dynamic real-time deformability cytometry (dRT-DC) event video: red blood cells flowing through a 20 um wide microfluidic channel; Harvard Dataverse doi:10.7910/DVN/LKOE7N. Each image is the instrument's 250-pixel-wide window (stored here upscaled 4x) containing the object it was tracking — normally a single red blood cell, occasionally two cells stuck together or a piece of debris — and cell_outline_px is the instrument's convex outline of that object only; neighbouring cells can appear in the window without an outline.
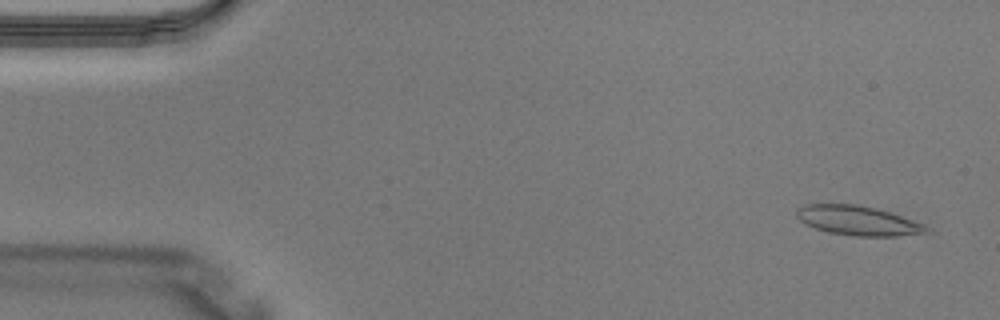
{"species": "Egyptian fruit bat (a non-hibernating species)", "species_latin": "Rousettus aegyptiacus", "temperature_condition": "warm", "stored_images_in_passage": 3, "camera_frame_rate_fps": 3000, "um_per_image_px": 0.085, "animal": {"sex": "male"}, "frame": {"image": 1, "passage_image": 1, "time_ms": 0.0, "image_size_px": [1000, 320], "cell_outline_px": [[928, 232], [896, 236], [852, 236], [828, 232], [816, 228], [800, 220], [796, 216], [796, 208], [804, 204], [860, 204], [876, 208], [924, 224], [928, 228]], "centroid_in_image_um": [72.88, 18.74], "position_along_channel_um": 12.1, "area_um2": 22.14}}